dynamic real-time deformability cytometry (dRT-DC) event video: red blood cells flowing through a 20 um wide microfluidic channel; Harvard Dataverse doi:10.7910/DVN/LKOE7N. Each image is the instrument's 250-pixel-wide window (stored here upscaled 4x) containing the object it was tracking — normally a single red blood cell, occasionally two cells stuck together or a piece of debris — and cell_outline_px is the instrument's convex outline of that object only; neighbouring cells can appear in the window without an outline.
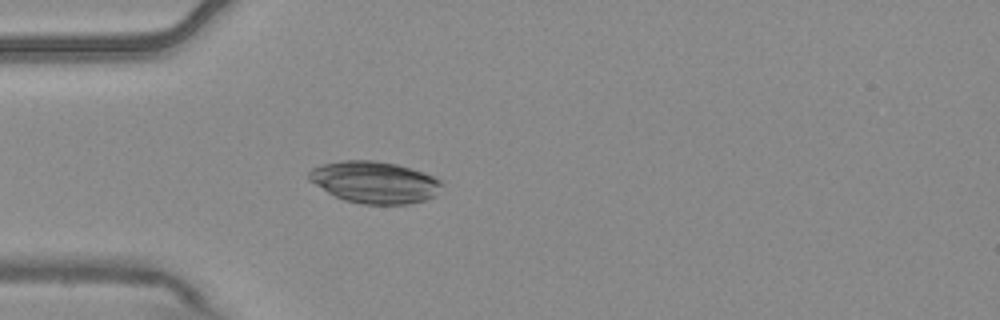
{"species": "common noctule bat (a hibernating species)", "species_latin": "Nyctalus noctula", "temperature_condition": "warm", "stored_images_in_passage": 2, "camera_frame_rate_fps": 3000, "um_per_image_px": 0.085, "animal": {"sex": "male", "body_mass_g": 20.4}, "frame": {"image": 1, "passage_image": 2, "time_ms": 0.333, "image_size_px": [1000, 320], "cell_outline_px": [[444, 184], [436, 196], [424, 200], [408, 204], [364, 204], [344, 200], [328, 192], [308, 180], [308, 172], [312, 168], [320, 164], [340, 160], [372, 160], [396, 164], [412, 168], [424, 172], [440, 180]], "centroid_in_image_um": [31.84, 15.48], "position_along_channel_um": 53.2, "area_um2": 32.54}}